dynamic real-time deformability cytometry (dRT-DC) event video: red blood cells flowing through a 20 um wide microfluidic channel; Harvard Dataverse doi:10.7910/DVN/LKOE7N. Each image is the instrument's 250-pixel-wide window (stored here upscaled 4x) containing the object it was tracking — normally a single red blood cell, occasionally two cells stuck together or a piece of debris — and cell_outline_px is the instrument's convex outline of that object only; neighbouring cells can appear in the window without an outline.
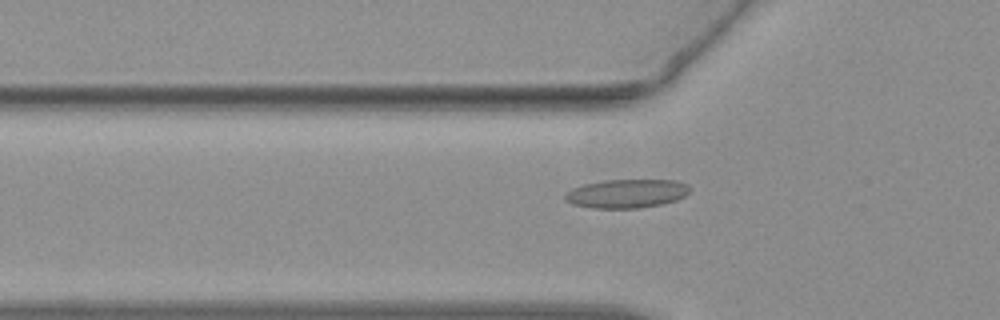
{"species": "common noctule bat (a hibernating species)", "species_latin": "Nyctalus noctula", "temperature_condition": "warm", "stored_images_in_passage": 49, "camera_frame_rate_fps": 3000, "um_per_image_px": 0.085, "animal": {"sex": "female", "body_mass_g": 19.3, "forearm_length_mm": 54.1}, "frame": {"image": 1, "passage_image": 13, "time_ms": 4.0, "image_size_px": [1000, 320], "cell_outline_px": [[692, 188], [684, 196], [676, 200], [660, 204], [636, 208], [592, 208], [572, 204], [564, 200], [564, 196], [572, 188], [584, 184], [604, 180], [676, 180], [688, 184]], "centroid_in_image_um": [53.26, 16.44], "position_along_channel_um": 72.5, "area_um2": 20.87}}
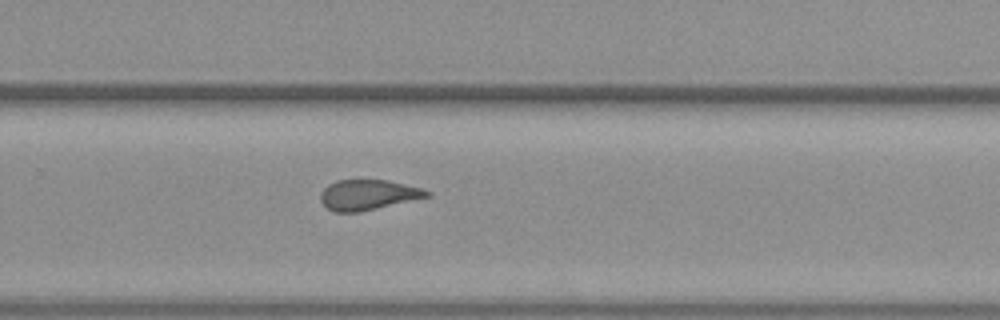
{"frame": {"image": 2, "passage_image": 31, "time_ms": 10.0, "image_size_px": [1000, 320], "cell_outline_px": [[432, 196], [360, 212], [336, 212], [328, 208], [320, 200], [320, 192], [328, 184], [336, 180], [388, 180], [420, 188], [432, 192]], "centroid_in_image_um": [31.29, 16.56], "position_along_channel_um": 298.5, "area_um2": 18.79}}
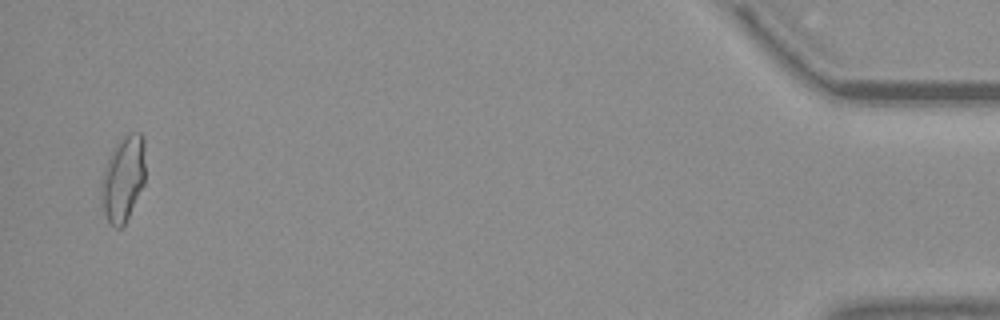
{"frame": {"image": 3, "passage_image": 48, "time_ms": 15.667, "image_size_px": [1000, 320], "cell_outline_px": [[144, 184], [124, 224], [120, 228], [116, 228], [108, 220], [104, 212], [100, 192], [100, 180], [104, 168], [112, 148], [124, 136], [132, 132], [140, 132], [144, 136]], "centroid_in_image_um": [10.45, 15.15], "position_along_channel_um": 424.7, "area_um2": 21.91}, "authors_computed_cell_mechanics": {"area_um2": 19.7676, "velocity_mm_per_s": 3.7774, "shape_relaxation_time_tau1_ms": null, "shape_relaxation_time_tau2_ms": 2.5328, "deformation_change_tau1": null, "deformation_change_tau2": 0.1147}}